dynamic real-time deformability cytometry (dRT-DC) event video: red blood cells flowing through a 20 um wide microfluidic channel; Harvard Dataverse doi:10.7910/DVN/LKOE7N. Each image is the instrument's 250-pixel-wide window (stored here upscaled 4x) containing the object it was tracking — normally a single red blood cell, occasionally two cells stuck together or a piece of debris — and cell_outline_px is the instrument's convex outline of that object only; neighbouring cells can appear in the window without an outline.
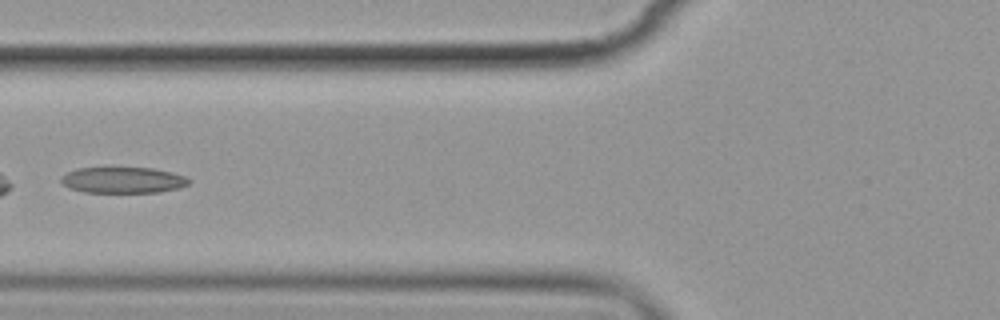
{"species": "common noctule bat (a hibernating species)", "species_latin": "Nyctalus noctula", "temperature_condition": "cold", "stored_images_in_passage": 6, "camera_frame_rate_fps": 3000, "um_per_image_px": 0.085, "animal": {"sex": "female", "body_mass_g": 19.9}, "frame": {"image": 1, "passage_image": 6, "time_ms": 6.0, "image_size_px": [1000, 320], "cell_outline_px": [[192, 180], [188, 184], [180, 188], [160, 192], [84, 192], [68, 188], [60, 180], [60, 176], [76, 168], [152, 168], [172, 172], [184, 176]], "centroid_in_image_um": [10.46, 15.31], "position_along_channel_um": 115.3, "area_um2": 19.42}}